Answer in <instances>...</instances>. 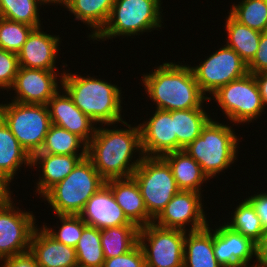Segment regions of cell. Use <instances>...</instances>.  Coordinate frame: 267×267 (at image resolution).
Masks as SVG:
<instances>
[{"label": "cell", "instance_id": "cell-23", "mask_svg": "<svg viewBox=\"0 0 267 267\" xmlns=\"http://www.w3.org/2000/svg\"><path fill=\"white\" fill-rule=\"evenodd\" d=\"M188 231L184 241L183 267H222L213 250V229Z\"/></svg>", "mask_w": 267, "mask_h": 267}, {"label": "cell", "instance_id": "cell-43", "mask_svg": "<svg viewBox=\"0 0 267 267\" xmlns=\"http://www.w3.org/2000/svg\"><path fill=\"white\" fill-rule=\"evenodd\" d=\"M258 88L259 92L263 101L264 106H267V72L253 74Z\"/></svg>", "mask_w": 267, "mask_h": 267}, {"label": "cell", "instance_id": "cell-19", "mask_svg": "<svg viewBox=\"0 0 267 267\" xmlns=\"http://www.w3.org/2000/svg\"><path fill=\"white\" fill-rule=\"evenodd\" d=\"M83 221L99 230L121 225H135L117 204L112 190L104 184L86 202L79 214Z\"/></svg>", "mask_w": 267, "mask_h": 267}, {"label": "cell", "instance_id": "cell-31", "mask_svg": "<svg viewBox=\"0 0 267 267\" xmlns=\"http://www.w3.org/2000/svg\"><path fill=\"white\" fill-rule=\"evenodd\" d=\"M75 250L78 265L84 267H103L105 257L99 229L86 225Z\"/></svg>", "mask_w": 267, "mask_h": 267}, {"label": "cell", "instance_id": "cell-25", "mask_svg": "<svg viewBox=\"0 0 267 267\" xmlns=\"http://www.w3.org/2000/svg\"><path fill=\"white\" fill-rule=\"evenodd\" d=\"M170 165L173 177L180 190L201 193L203 183L210 180L201 166L184 150L173 151L162 156Z\"/></svg>", "mask_w": 267, "mask_h": 267}, {"label": "cell", "instance_id": "cell-29", "mask_svg": "<svg viewBox=\"0 0 267 267\" xmlns=\"http://www.w3.org/2000/svg\"><path fill=\"white\" fill-rule=\"evenodd\" d=\"M139 227L121 225L100 230V238L105 259L127 253L138 244Z\"/></svg>", "mask_w": 267, "mask_h": 267}, {"label": "cell", "instance_id": "cell-4", "mask_svg": "<svg viewBox=\"0 0 267 267\" xmlns=\"http://www.w3.org/2000/svg\"><path fill=\"white\" fill-rule=\"evenodd\" d=\"M239 140L233 127L211 118L202 128L200 136L184 151L201 166L210 179L235 162L239 153Z\"/></svg>", "mask_w": 267, "mask_h": 267}, {"label": "cell", "instance_id": "cell-26", "mask_svg": "<svg viewBox=\"0 0 267 267\" xmlns=\"http://www.w3.org/2000/svg\"><path fill=\"white\" fill-rule=\"evenodd\" d=\"M115 0H69L65 9L75 20L87 24L92 30L88 37L92 40L105 26Z\"/></svg>", "mask_w": 267, "mask_h": 267}, {"label": "cell", "instance_id": "cell-44", "mask_svg": "<svg viewBox=\"0 0 267 267\" xmlns=\"http://www.w3.org/2000/svg\"><path fill=\"white\" fill-rule=\"evenodd\" d=\"M9 186L10 185L0 175V202L5 201L12 196V192Z\"/></svg>", "mask_w": 267, "mask_h": 267}, {"label": "cell", "instance_id": "cell-22", "mask_svg": "<svg viewBox=\"0 0 267 267\" xmlns=\"http://www.w3.org/2000/svg\"><path fill=\"white\" fill-rule=\"evenodd\" d=\"M86 156L34 154L31 159L32 169L41 168L39 169L41 176H39L36 186H34L36 188L35 192L42 197L51 187L61 182Z\"/></svg>", "mask_w": 267, "mask_h": 267}, {"label": "cell", "instance_id": "cell-36", "mask_svg": "<svg viewBox=\"0 0 267 267\" xmlns=\"http://www.w3.org/2000/svg\"><path fill=\"white\" fill-rule=\"evenodd\" d=\"M33 29V26L0 17V48L18 54Z\"/></svg>", "mask_w": 267, "mask_h": 267}, {"label": "cell", "instance_id": "cell-35", "mask_svg": "<svg viewBox=\"0 0 267 267\" xmlns=\"http://www.w3.org/2000/svg\"><path fill=\"white\" fill-rule=\"evenodd\" d=\"M61 226L58 231L54 228L42 225L43 229L55 240L71 247H76L84 227L87 225L79 215H57Z\"/></svg>", "mask_w": 267, "mask_h": 267}, {"label": "cell", "instance_id": "cell-42", "mask_svg": "<svg viewBox=\"0 0 267 267\" xmlns=\"http://www.w3.org/2000/svg\"><path fill=\"white\" fill-rule=\"evenodd\" d=\"M253 262L254 267H267V231L256 243V260Z\"/></svg>", "mask_w": 267, "mask_h": 267}, {"label": "cell", "instance_id": "cell-32", "mask_svg": "<svg viewBox=\"0 0 267 267\" xmlns=\"http://www.w3.org/2000/svg\"><path fill=\"white\" fill-rule=\"evenodd\" d=\"M42 5L39 0H0V17L39 28Z\"/></svg>", "mask_w": 267, "mask_h": 267}, {"label": "cell", "instance_id": "cell-15", "mask_svg": "<svg viewBox=\"0 0 267 267\" xmlns=\"http://www.w3.org/2000/svg\"><path fill=\"white\" fill-rule=\"evenodd\" d=\"M213 229V250L216 260L222 267H254L251 260L256 259V243L224 225ZM250 265V266H249Z\"/></svg>", "mask_w": 267, "mask_h": 267}, {"label": "cell", "instance_id": "cell-24", "mask_svg": "<svg viewBox=\"0 0 267 267\" xmlns=\"http://www.w3.org/2000/svg\"><path fill=\"white\" fill-rule=\"evenodd\" d=\"M31 159L32 157L0 118V175L3 179L10 185L23 164L32 167Z\"/></svg>", "mask_w": 267, "mask_h": 267}, {"label": "cell", "instance_id": "cell-45", "mask_svg": "<svg viewBox=\"0 0 267 267\" xmlns=\"http://www.w3.org/2000/svg\"><path fill=\"white\" fill-rule=\"evenodd\" d=\"M44 6H45V4L47 5H54V4H56V6H57V4H59L60 6H63V7H65L67 4H68V2H69V0H39Z\"/></svg>", "mask_w": 267, "mask_h": 267}, {"label": "cell", "instance_id": "cell-39", "mask_svg": "<svg viewBox=\"0 0 267 267\" xmlns=\"http://www.w3.org/2000/svg\"><path fill=\"white\" fill-rule=\"evenodd\" d=\"M250 74L267 72V32H262L258 50L254 58L247 64Z\"/></svg>", "mask_w": 267, "mask_h": 267}, {"label": "cell", "instance_id": "cell-30", "mask_svg": "<svg viewBox=\"0 0 267 267\" xmlns=\"http://www.w3.org/2000/svg\"><path fill=\"white\" fill-rule=\"evenodd\" d=\"M35 154L87 155V144L76 134L51 124L42 148Z\"/></svg>", "mask_w": 267, "mask_h": 267}, {"label": "cell", "instance_id": "cell-27", "mask_svg": "<svg viewBox=\"0 0 267 267\" xmlns=\"http://www.w3.org/2000/svg\"><path fill=\"white\" fill-rule=\"evenodd\" d=\"M226 16L225 30L227 31L226 45L238 53L248 64L258 50L261 32L253 30L237 21L229 12Z\"/></svg>", "mask_w": 267, "mask_h": 267}, {"label": "cell", "instance_id": "cell-5", "mask_svg": "<svg viewBox=\"0 0 267 267\" xmlns=\"http://www.w3.org/2000/svg\"><path fill=\"white\" fill-rule=\"evenodd\" d=\"M105 182L86 156L61 182L51 187L42 199L50 204L55 215H79L88 199Z\"/></svg>", "mask_w": 267, "mask_h": 267}, {"label": "cell", "instance_id": "cell-12", "mask_svg": "<svg viewBox=\"0 0 267 267\" xmlns=\"http://www.w3.org/2000/svg\"><path fill=\"white\" fill-rule=\"evenodd\" d=\"M191 69L201 91L205 95L209 93L207 97L221 86L248 73L247 64L226 44Z\"/></svg>", "mask_w": 267, "mask_h": 267}, {"label": "cell", "instance_id": "cell-28", "mask_svg": "<svg viewBox=\"0 0 267 267\" xmlns=\"http://www.w3.org/2000/svg\"><path fill=\"white\" fill-rule=\"evenodd\" d=\"M174 119L175 135L177 137V151L184 150L198 136L202 128L211 119L204 108L174 110L172 111Z\"/></svg>", "mask_w": 267, "mask_h": 267}, {"label": "cell", "instance_id": "cell-3", "mask_svg": "<svg viewBox=\"0 0 267 267\" xmlns=\"http://www.w3.org/2000/svg\"><path fill=\"white\" fill-rule=\"evenodd\" d=\"M64 70L61 87L72 98L74 104L96 124L121 123L122 90L111 81ZM122 97V98H121ZM122 99V100H121Z\"/></svg>", "mask_w": 267, "mask_h": 267}, {"label": "cell", "instance_id": "cell-37", "mask_svg": "<svg viewBox=\"0 0 267 267\" xmlns=\"http://www.w3.org/2000/svg\"><path fill=\"white\" fill-rule=\"evenodd\" d=\"M20 68L18 54L0 48V89L9 91Z\"/></svg>", "mask_w": 267, "mask_h": 267}, {"label": "cell", "instance_id": "cell-7", "mask_svg": "<svg viewBox=\"0 0 267 267\" xmlns=\"http://www.w3.org/2000/svg\"><path fill=\"white\" fill-rule=\"evenodd\" d=\"M0 118L31 157L40 151L51 125L47 105L2 102Z\"/></svg>", "mask_w": 267, "mask_h": 267}, {"label": "cell", "instance_id": "cell-40", "mask_svg": "<svg viewBox=\"0 0 267 267\" xmlns=\"http://www.w3.org/2000/svg\"><path fill=\"white\" fill-rule=\"evenodd\" d=\"M253 208L255 209L257 216L260 219V223L264 232L267 231V191L252 194L246 198Z\"/></svg>", "mask_w": 267, "mask_h": 267}, {"label": "cell", "instance_id": "cell-8", "mask_svg": "<svg viewBox=\"0 0 267 267\" xmlns=\"http://www.w3.org/2000/svg\"><path fill=\"white\" fill-rule=\"evenodd\" d=\"M132 177L139 186L147 212L153 220L180 191L170 165L162 156H143Z\"/></svg>", "mask_w": 267, "mask_h": 267}, {"label": "cell", "instance_id": "cell-17", "mask_svg": "<svg viewBox=\"0 0 267 267\" xmlns=\"http://www.w3.org/2000/svg\"><path fill=\"white\" fill-rule=\"evenodd\" d=\"M61 90L62 94L58 91L46 104L51 124L76 134L88 144L95 135L97 124L74 104L63 88Z\"/></svg>", "mask_w": 267, "mask_h": 267}, {"label": "cell", "instance_id": "cell-9", "mask_svg": "<svg viewBox=\"0 0 267 267\" xmlns=\"http://www.w3.org/2000/svg\"><path fill=\"white\" fill-rule=\"evenodd\" d=\"M211 96L233 126L252 123L265 112L256 79L250 73L221 86Z\"/></svg>", "mask_w": 267, "mask_h": 267}, {"label": "cell", "instance_id": "cell-13", "mask_svg": "<svg viewBox=\"0 0 267 267\" xmlns=\"http://www.w3.org/2000/svg\"><path fill=\"white\" fill-rule=\"evenodd\" d=\"M202 199L201 193L180 190L167 203L153 223L163 228L186 232L203 229L209 225V221L205 215L206 211L203 209Z\"/></svg>", "mask_w": 267, "mask_h": 267}, {"label": "cell", "instance_id": "cell-2", "mask_svg": "<svg viewBox=\"0 0 267 267\" xmlns=\"http://www.w3.org/2000/svg\"><path fill=\"white\" fill-rule=\"evenodd\" d=\"M179 63V64H178ZM165 62L142 77L144 90L156 109L165 111L203 108L211 97L205 95L192 72L191 64Z\"/></svg>", "mask_w": 267, "mask_h": 267}, {"label": "cell", "instance_id": "cell-14", "mask_svg": "<svg viewBox=\"0 0 267 267\" xmlns=\"http://www.w3.org/2000/svg\"><path fill=\"white\" fill-rule=\"evenodd\" d=\"M58 73L59 71L20 67L9 89V91H15V97L11 101L46 105L59 90L61 91L64 71Z\"/></svg>", "mask_w": 267, "mask_h": 267}, {"label": "cell", "instance_id": "cell-41", "mask_svg": "<svg viewBox=\"0 0 267 267\" xmlns=\"http://www.w3.org/2000/svg\"><path fill=\"white\" fill-rule=\"evenodd\" d=\"M0 261L4 262L1 265L2 267H39L34 255L30 251L6 257Z\"/></svg>", "mask_w": 267, "mask_h": 267}, {"label": "cell", "instance_id": "cell-1", "mask_svg": "<svg viewBox=\"0 0 267 267\" xmlns=\"http://www.w3.org/2000/svg\"><path fill=\"white\" fill-rule=\"evenodd\" d=\"M121 124L127 129H120L115 123L114 129L112 124L99 125L87 144V157L105 181L131 177L144 156L139 125L132 126L126 120ZM136 152L140 156L133 160Z\"/></svg>", "mask_w": 267, "mask_h": 267}, {"label": "cell", "instance_id": "cell-10", "mask_svg": "<svg viewBox=\"0 0 267 267\" xmlns=\"http://www.w3.org/2000/svg\"><path fill=\"white\" fill-rule=\"evenodd\" d=\"M186 231L150 223L139 229L146 267H183ZM148 242V243H147Z\"/></svg>", "mask_w": 267, "mask_h": 267}, {"label": "cell", "instance_id": "cell-6", "mask_svg": "<svg viewBox=\"0 0 267 267\" xmlns=\"http://www.w3.org/2000/svg\"><path fill=\"white\" fill-rule=\"evenodd\" d=\"M161 4V0H115L107 23L92 40L106 41L159 31L163 23Z\"/></svg>", "mask_w": 267, "mask_h": 267}, {"label": "cell", "instance_id": "cell-11", "mask_svg": "<svg viewBox=\"0 0 267 267\" xmlns=\"http://www.w3.org/2000/svg\"><path fill=\"white\" fill-rule=\"evenodd\" d=\"M13 199L0 202V260L29 251L37 228L33 212L19 209Z\"/></svg>", "mask_w": 267, "mask_h": 267}, {"label": "cell", "instance_id": "cell-46", "mask_svg": "<svg viewBox=\"0 0 267 267\" xmlns=\"http://www.w3.org/2000/svg\"><path fill=\"white\" fill-rule=\"evenodd\" d=\"M74 267H84V266H81V265H78V264H77V265H76V266H74Z\"/></svg>", "mask_w": 267, "mask_h": 267}, {"label": "cell", "instance_id": "cell-34", "mask_svg": "<svg viewBox=\"0 0 267 267\" xmlns=\"http://www.w3.org/2000/svg\"><path fill=\"white\" fill-rule=\"evenodd\" d=\"M229 13L249 28L267 32V0H241L231 5Z\"/></svg>", "mask_w": 267, "mask_h": 267}, {"label": "cell", "instance_id": "cell-20", "mask_svg": "<svg viewBox=\"0 0 267 267\" xmlns=\"http://www.w3.org/2000/svg\"><path fill=\"white\" fill-rule=\"evenodd\" d=\"M29 251L39 267H74L78 264L75 248L55 240L43 227L35 229Z\"/></svg>", "mask_w": 267, "mask_h": 267}, {"label": "cell", "instance_id": "cell-18", "mask_svg": "<svg viewBox=\"0 0 267 267\" xmlns=\"http://www.w3.org/2000/svg\"><path fill=\"white\" fill-rule=\"evenodd\" d=\"M42 27L34 28L18 53L19 65L25 68L57 71L56 58L60 47L59 35L44 32Z\"/></svg>", "mask_w": 267, "mask_h": 267}, {"label": "cell", "instance_id": "cell-21", "mask_svg": "<svg viewBox=\"0 0 267 267\" xmlns=\"http://www.w3.org/2000/svg\"><path fill=\"white\" fill-rule=\"evenodd\" d=\"M105 184L112 190L117 204L133 224L141 228L153 223L154 220L147 212L139 186L132 176L111 179L106 181Z\"/></svg>", "mask_w": 267, "mask_h": 267}, {"label": "cell", "instance_id": "cell-16", "mask_svg": "<svg viewBox=\"0 0 267 267\" xmlns=\"http://www.w3.org/2000/svg\"><path fill=\"white\" fill-rule=\"evenodd\" d=\"M154 114L140 128L141 149L144 156H163L177 151L172 111L155 109Z\"/></svg>", "mask_w": 267, "mask_h": 267}, {"label": "cell", "instance_id": "cell-38", "mask_svg": "<svg viewBox=\"0 0 267 267\" xmlns=\"http://www.w3.org/2000/svg\"><path fill=\"white\" fill-rule=\"evenodd\" d=\"M103 267H146L144 253L137 244L125 254L105 259Z\"/></svg>", "mask_w": 267, "mask_h": 267}, {"label": "cell", "instance_id": "cell-33", "mask_svg": "<svg viewBox=\"0 0 267 267\" xmlns=\"http://www.w3.org/2000/svg\"><path fill=\"white\" fill-rule=\"evenodd\" d=\"M234 210L230 222L225 224L257 243L265 232L251 203L245 198Z\"/></svg>", "mask_w": 267, "mask_h": 267}]
</instances>
